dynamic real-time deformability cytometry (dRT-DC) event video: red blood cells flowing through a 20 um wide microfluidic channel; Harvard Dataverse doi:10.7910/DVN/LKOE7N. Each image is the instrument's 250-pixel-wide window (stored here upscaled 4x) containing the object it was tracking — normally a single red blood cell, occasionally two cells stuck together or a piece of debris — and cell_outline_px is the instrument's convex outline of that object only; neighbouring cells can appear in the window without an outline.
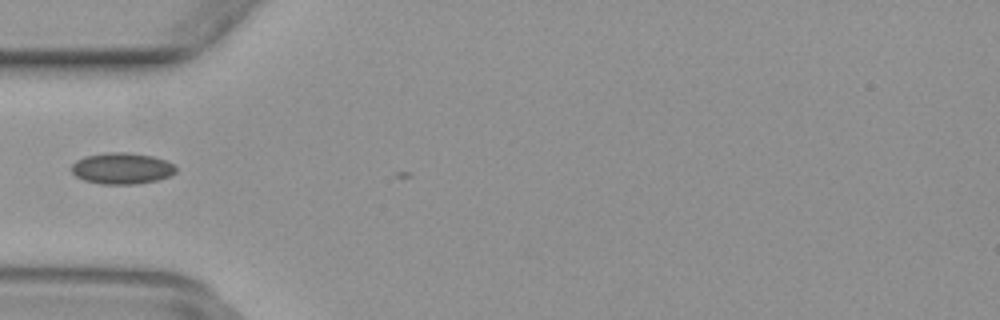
{"species": "common noctule bat (a hibernating species)", "species_latin": "Nyctalus noctula", "temperature_condition": "warm", "stored_images_in_passage": 3, "camera_frame_rate_fps": 3000, "um_per_image_px": 0.085, "animal": {"sex": "female", "body_mass_g": 29.2, "forearm_length_mm": 56.3}, "frame": {"image": 1, "passage_image": 2, "time_ms": 0.333, "image_size_px": [1000, 320], "cell_outline_px": [[176, 172], [168, 176], [156, 180], [136, 184], [100, 184], [84, 180], [76, 176], [72, 172], [72, 164], [76, 160], [84, 156], [108, 152], [128, 152], [152, 156], [164, 160], [172, 164], [176, 168]], "centroid_in_image_um": [10.33, 14.31], "position_along_channel_um": 74.7, "area_um2": 18.96}}